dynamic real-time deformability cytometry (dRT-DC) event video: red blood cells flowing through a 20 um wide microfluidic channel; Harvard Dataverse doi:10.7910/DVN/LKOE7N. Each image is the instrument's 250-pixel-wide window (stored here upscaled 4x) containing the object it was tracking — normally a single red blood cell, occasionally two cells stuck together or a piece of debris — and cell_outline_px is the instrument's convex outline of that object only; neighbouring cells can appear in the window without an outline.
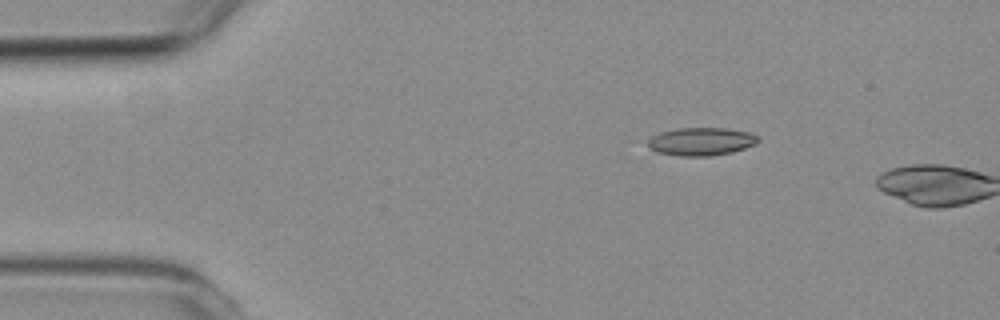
{"species": "common noctule bat (a hibernating species)", "species_latin": "Nyctalus noctula", "temperature_condition": "room temperature", "stored_images_in_passage": 2, "camera_frame_rate_fps": 3000, "um_per_image_px": 0.085, "animal": {"sex": "female", "body_mass_g": 19.3, "forearm_length_mm": 54.1}, "frame": {"image": 1, "passage_image": 1, "time_ms": 0.0, "image_size_px": [1000, 320], "cell_outline_px": [[760, 140], [756, 144], [732, 152], [712, 156], [680, 156], [656, 152], [648, 148], [648, 140], [652, 136], [660, 132], [676, 128], [728, 128], [752, 132]], "centroid_in_image_um": [59.6, 12.02], "position_along_channel_um": 25.4, "area_um2": 18.21}}